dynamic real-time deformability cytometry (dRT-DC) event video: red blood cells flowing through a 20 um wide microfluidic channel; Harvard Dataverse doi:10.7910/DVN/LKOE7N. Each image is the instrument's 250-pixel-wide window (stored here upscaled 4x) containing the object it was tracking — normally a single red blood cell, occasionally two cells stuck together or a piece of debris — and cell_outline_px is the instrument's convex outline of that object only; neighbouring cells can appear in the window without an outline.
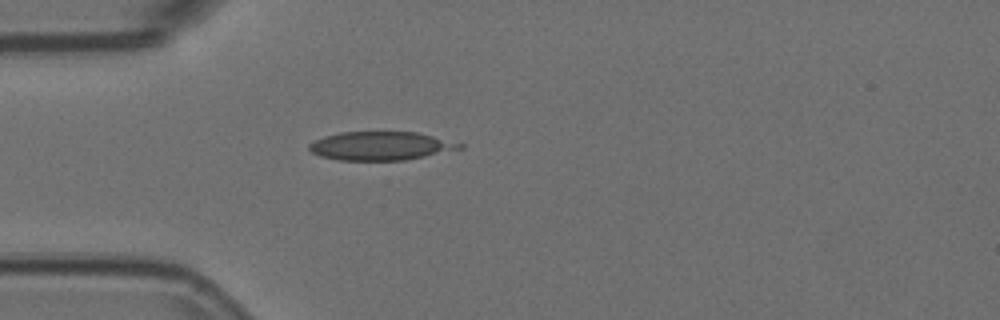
{"species": "Egyptian fruit bat (a non-hibernating species)", "species_latin": "Rousettus aegyptiacus", "temperature_condition": "room temperature", "stored_images_in_passage": 3, "camera_frame_rate_fps": 3000, "um_per_image_px": 0.085, "animal": {"sex": "female"}, "frame": {"image": 1, "passage_image": 1, "time_ms": 0.0, "image_size_px": [1000, 320], "cell_outline_px": [[464, 148], [404, 160], [336, 160], [320, 156], [312, 152], [308, 148], [308, 144], [324, 136], [340, 132], [416, 132], [464, 144]], "centroid_in_image_um": [32.33, 12.4], "position_along_channel_um": 52.7, "area_um2": 24.85}}